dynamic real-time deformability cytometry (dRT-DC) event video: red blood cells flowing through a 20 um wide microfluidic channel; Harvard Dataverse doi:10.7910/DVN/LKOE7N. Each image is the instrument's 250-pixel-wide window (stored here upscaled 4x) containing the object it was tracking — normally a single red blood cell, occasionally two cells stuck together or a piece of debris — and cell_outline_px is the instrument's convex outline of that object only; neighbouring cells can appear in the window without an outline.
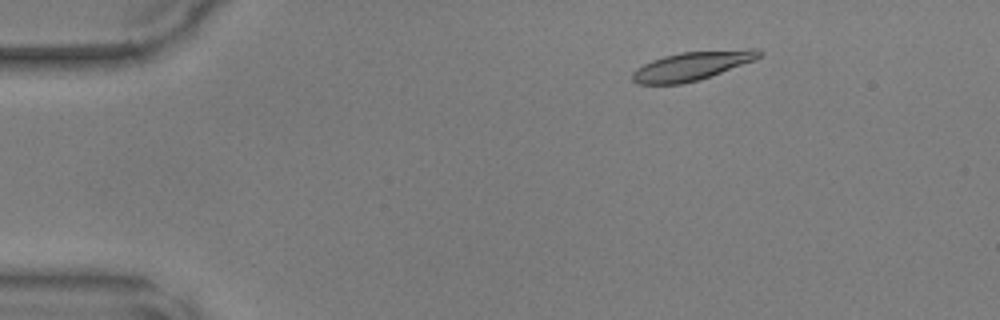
{"species": "common noctule bat (a hibernating species)", "species_latin": "Nyctalus noctula", "temperature_condition": "warm", "stored_images_in_passage": 47, "camera_frame_rate_fps": 3000, "um_per_image_px": 0.085, "animal": {"sex": "male", "body_mass_g": 17.9, "forearm_length_mm": 54.2}, "frame": {"image": 1, "passage_image": 7, "time_ms": 2.0, "image_size_px": [1000, 320], "cell_outline_px": [[764, 52], [760, 56], [752, 60], [700, 80], [680, 84], [636, 84], [632, 80], [632, 72], [636, 68], [652, 60], [664, 56], [680, 52], [748, 48], [756, 48]], "centroid_in_image_um": [58.79, 5.59], "position_along_channel_um": 26.2, "area_um2": 21.21}}
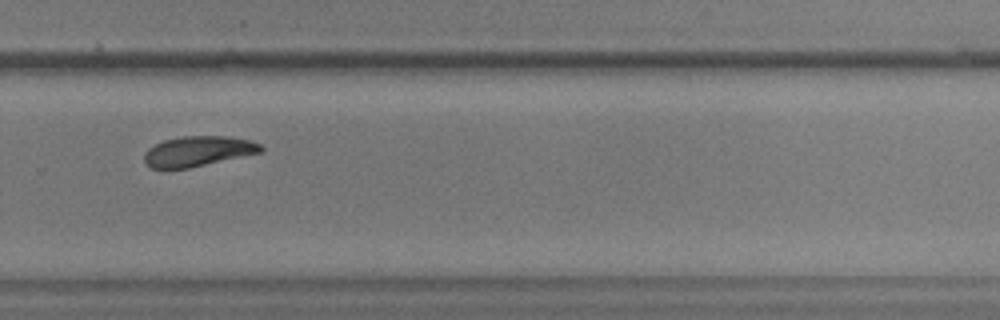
{"frame": {"image": 2, "passage_image": 33, "time_ms": 10.667, "image_size_px": [1000, 320], "cell_outline_px": [[264, 152], [188, 168], [152, 168], [144, 160], [144, 156], [148, 148], [164, 140], [184, 136], [228, 136], [252, 140], [260, 144], [264, 148]], "centroid_in_image_um": [16.9, 12.84], "position_along_channel_um": 312.9, "area_um2": 20.46}}
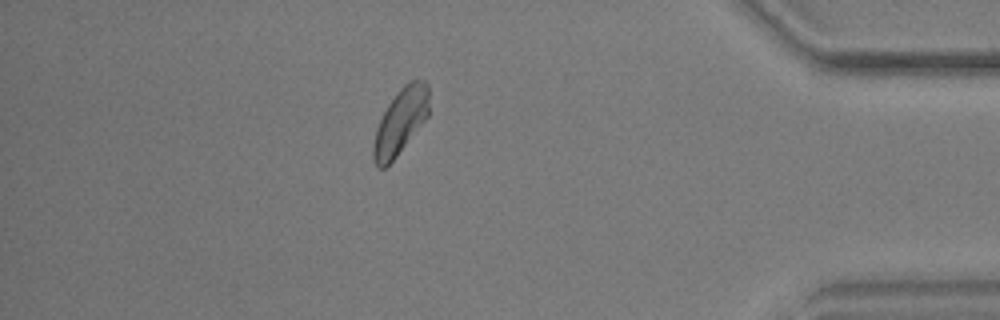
{"frame": {"image": 3, "passage_image": 42, "time_ms": 13.667, "image_size_px": [1000, 320], "cell_outline_px": [[428, 116], [396, 156], [384, 168], [380, 168], [376, 164], [372, 156], [372, 144], [376, 128], [388, 104], [400, 88], [404, 84], [412, 80], [424, 80], [428, 84]], "centroid_in_image_um": [34.02, 10.31], "position_along_channel_um": 401.2, "area_um2": 20.92}}